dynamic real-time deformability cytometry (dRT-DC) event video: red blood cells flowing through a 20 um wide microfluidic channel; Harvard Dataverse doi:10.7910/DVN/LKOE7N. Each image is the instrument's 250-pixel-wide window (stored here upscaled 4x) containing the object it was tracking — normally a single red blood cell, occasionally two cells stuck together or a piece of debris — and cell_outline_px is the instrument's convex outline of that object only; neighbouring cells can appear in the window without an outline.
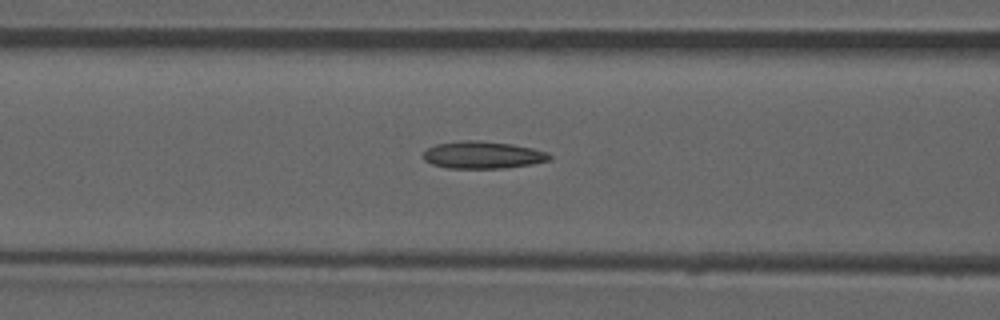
{"species": "common noctule bat (a hibernating species)", "species_latin": "Nyctalus noctula", "temperature_condition": "room temperature", "stored_images_in_passage": 36, "camera_frame_rate_fps": 3000, "um_per_image_px": 0.085, "animal": {"sex": "male", "forearm_length_mm": 52.5}, "frame": {"image": 1, "passage_image": 11, "time_ms": 3.333, "image_size_px": [1000, 320], "cell_outline_px": [[552, 160], [532, 164], [504, 168], [448, 168], [432, 164], [424, 160], [424, 152], [428, 148], [436, 144], [468, 140], [476, 140], [512, 144], [532, 148], [548, 152], [552, 156]], "centroid_in_image_um": [41.08, 13.18], "position_along_channel_um": 125.5, "area_um2": 20.0}, "authors_computed_cell_mechanics": {"area_um2": 19.1896, "velocity_mm_per_s": 3.9624, "shape_relaxation_time_tau1_ms": null, "shape_relaxation_time_tau2_ms": 3.5735, "deformation_change_tau1": null, "deformation_change_tau2": 0.1342}}